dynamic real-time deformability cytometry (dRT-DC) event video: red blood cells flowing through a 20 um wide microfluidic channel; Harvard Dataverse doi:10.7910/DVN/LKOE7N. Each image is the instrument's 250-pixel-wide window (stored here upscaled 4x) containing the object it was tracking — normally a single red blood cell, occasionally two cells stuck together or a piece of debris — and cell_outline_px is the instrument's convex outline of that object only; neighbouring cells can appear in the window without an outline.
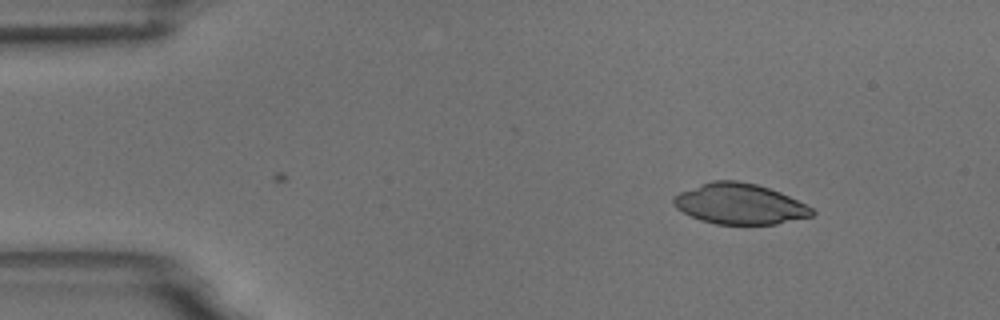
{"species": "common noctule bat (a hibernating species)", "species_latin": "Nyctalus noctula", "temperature_condition": "room temperature", "stored_images_in_passage": 41, "camera_frame_rate_fps": 3000, "um_per_image_px": 0.085, "animal": {"sex": "male", "body_mass_g": 18.8}, "frame": {"image": 1, "passage_image": 1, "time_ms": 0.0, "image_size_px": [1000, 320], "cell_outline_px": [[816, 212], [812, 216], [776, 224], [716, 224], [700, 220], [676, 208], [672, 200], [672, 196], [680, 192], [712, 180], [736, 180], [756, 184], [780, 192], [812, 208]], "centroid_in_image_um": [62.86, 17.33], "position_along_channel_um": 22.1, "area_um2": 32.54}}